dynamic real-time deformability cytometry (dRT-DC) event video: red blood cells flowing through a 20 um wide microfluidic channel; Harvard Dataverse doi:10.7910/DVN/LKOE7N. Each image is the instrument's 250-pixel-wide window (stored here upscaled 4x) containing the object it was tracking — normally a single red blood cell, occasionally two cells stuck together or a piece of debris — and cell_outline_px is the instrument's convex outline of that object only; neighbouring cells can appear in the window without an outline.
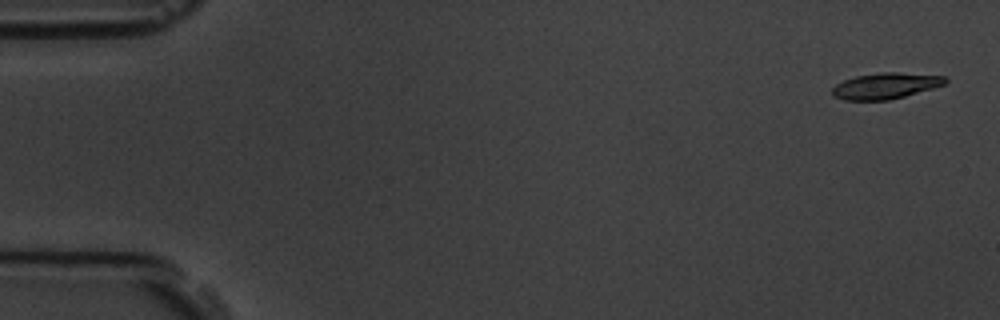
{"species": "common noctule bat (a hibernating species)", "species_latin": "Nyctalus noctula", "temperature_condition": "room temperature", "stored_images_in_passage": 15, "camera_frame_rate_fps": 3000, "um_per_image_px": 0.085, "animal": {"sex": "male", "body_mass_g": 19.5, "forearm_length_mm": 54.6}, "frame": {"image": 1, "passage_image": 2, "time_ms": 0.333, "image_size_px": [1000, 320], "cell_outline_px": [[948, 80], [944, 84], [932, 88], [904, 96], [888, 100], [844, 100], [832, 96], [832, 88], [836, 84], [844, 80], [856, 76], [880, 72], [896, 72], [944, 76]], "centroid_in_image_um": [75.23, 7.29], "position_along_channel_um": 9.8, "area_um2": 16.99}}